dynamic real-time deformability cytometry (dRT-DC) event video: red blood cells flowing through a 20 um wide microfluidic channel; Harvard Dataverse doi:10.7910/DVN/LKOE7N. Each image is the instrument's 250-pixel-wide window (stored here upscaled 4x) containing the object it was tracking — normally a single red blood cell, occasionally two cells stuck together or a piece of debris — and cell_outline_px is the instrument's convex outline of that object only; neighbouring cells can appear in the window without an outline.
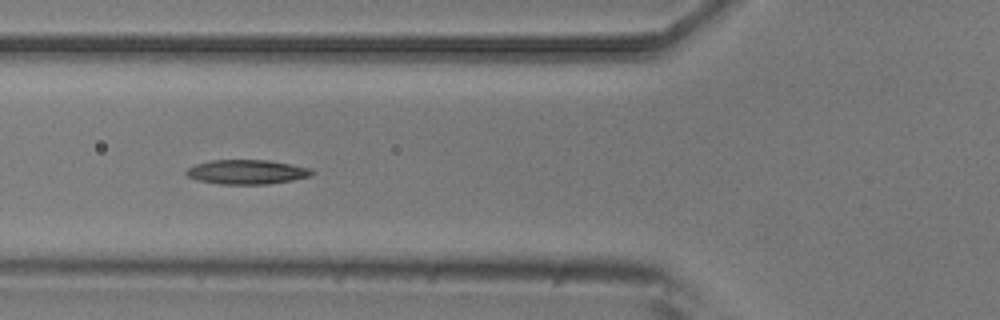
{"species": "common noctule bat (a hibernating species)", "species_latin": "Nyctalus noctula", "temperature_condition": "room temperature", "stored_images_in_passage": 9, "camera_frame_rate_fps": 3000, "um_per_image_px": 0.085, "animal": {"sex": "male", "body_mass_g": 20.5, "forearm_length_mm": 52.5}, "frame": {"image": 1, "passage_image": 6, "time_ms": 1.667, "image_size_px": [1000, 320], "cell_outline_px": [[316, 172], [308, 176], [292, 180], [268, 184], [220, 184], [196, 180], [188, 176], [184, 172], [188, 168], [196, 164], [212, 160], [268, 160], [308, 168]], "centroid_in_image_um": [20.93, 14.62], "position_along_channel_um": 104.9, "area_um2": 17.69}}
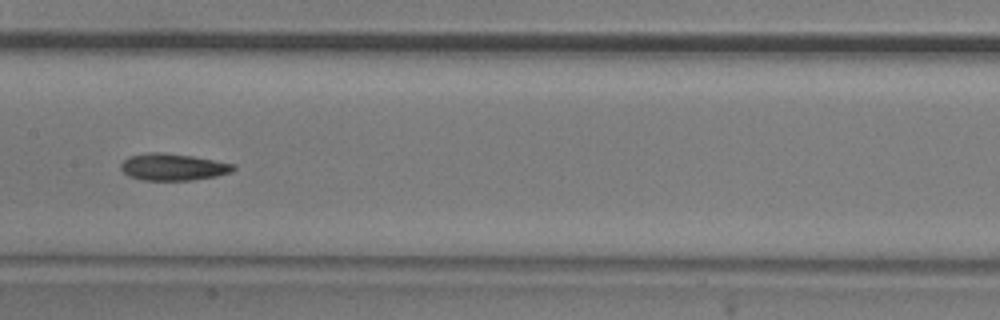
{"frame": {"image": 2, "passage_image": 8, "time_ms": 2.333, "image_size_px": [1000, 320], "cell_outline_px": [[236, 168], [232, 172], [216, 176], [192, 180], [140, 180], [128, 176], [120, 168], [120, 164], [128, 156], [148, 152], [164, 152], [192, 156], [236, 164]], "centroid_in_image_um": [14.7, 14.19], "position_along_channel_um": 192.7, "area_um2": 17.8}}
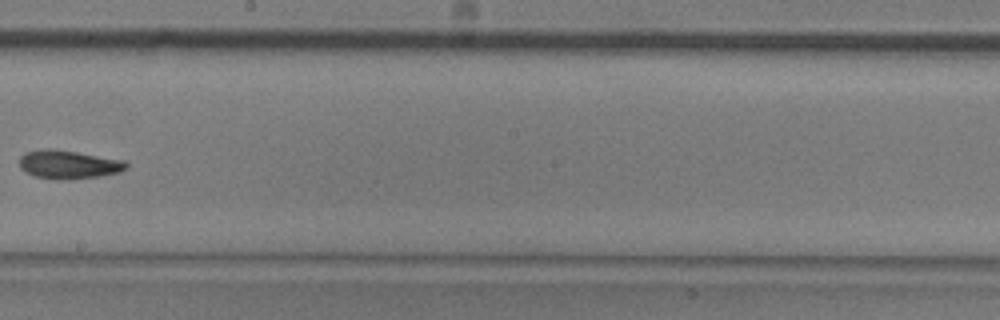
{"frame": {"image": 3, "passage_image": 9, "time_ms": 2.667, "image_size_px": [1000, 320], "cell_outline_px": [[128, 168], [120, 172], [100, 176], [72, 180], [56, 180], [36, 176], [20, 168], [20, 156], [24, 152], [44, 148], [52, 148], [128, 160]], "centroid_in_image_um": [5.88, 13.98], "position_along_channel_um": 242.3, "area_um2": 18.15}}